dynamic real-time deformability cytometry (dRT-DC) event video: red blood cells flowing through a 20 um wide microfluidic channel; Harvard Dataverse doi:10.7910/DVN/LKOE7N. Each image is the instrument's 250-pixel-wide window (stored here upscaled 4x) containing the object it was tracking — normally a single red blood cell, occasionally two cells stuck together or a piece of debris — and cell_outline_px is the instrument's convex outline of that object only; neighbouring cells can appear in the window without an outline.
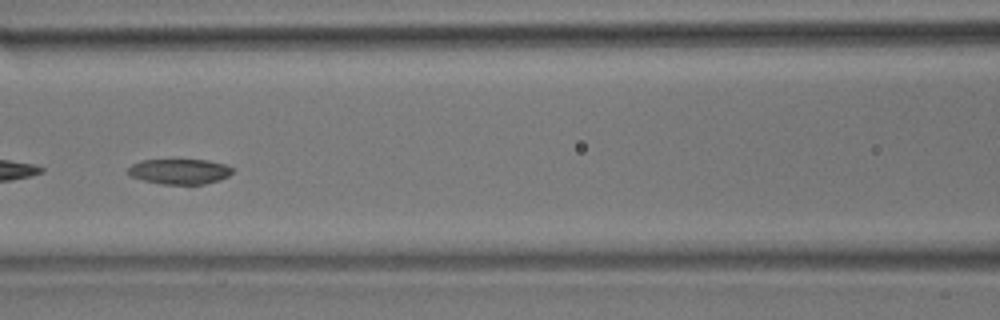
{"species": "common noctule bat (a hibernating species)", "species_latin": "Nyctalus noctula", "temperature_condition": "room temperature", "stored_images_in_passage": 52, "camera_frame_rate_fps": 3000, "um_per_image_px": 0.085, "animal": {"sex": "male", "body_mass_g": 17.9}, "frame": {"image": 1, "passage_image": 23, "time_ms": 7.333, "image_size_px": [1000, 320], "cell_outline_px": [[232, 172], [228, 176], [220, 180], [204, 184], [164, 184], [144, 180], [128, 176], [128, 168], [132, 164], [140, 160], [208, 160], [224, 164], [232, 168]], "centroid_in_image_um": [15.24, 14.57], "position_along_channel_um": 151.4, "area_um2": 15.32}}
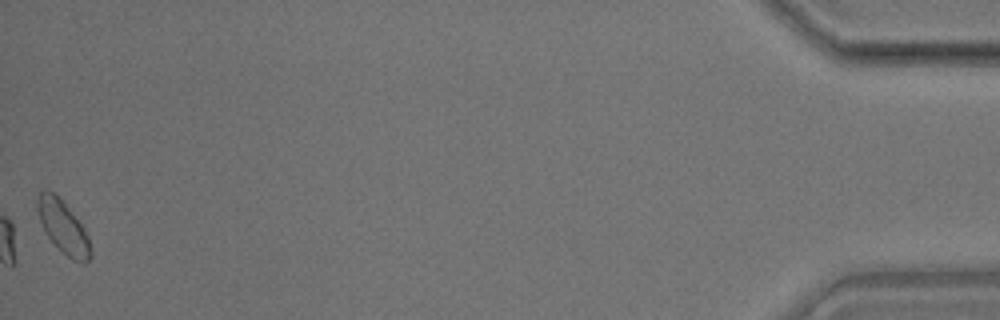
{"frame": {"image": 2, "passage_image": 52, "time_ms": 17.0, "image_size_px": [1000, 320], "cell_outline_px": [[92, 256], [84, 264], [72, 260], [48, 236], [40, 220], [36, 208], [36, 200], [40, 192], [44, 188], [48, 188], [60, 196], [84, 228], [88, 236], [92, 252]], "centroid_in_image_um": [5.37, 19.24], "position_along_channel_um": 429.8, "area_um2": 16.36}, "authors_computed_cell_mechanics": {"area_um2": 16.4152, "velocity_mm_per_s": 3.8421, "shape_relaxation_time_tau1_ms": 3.6126, "shape_relaxation_time_tau2_ms": null, "deformation_change_tau1": 0.0907, "deformation_change_tau2": null}}